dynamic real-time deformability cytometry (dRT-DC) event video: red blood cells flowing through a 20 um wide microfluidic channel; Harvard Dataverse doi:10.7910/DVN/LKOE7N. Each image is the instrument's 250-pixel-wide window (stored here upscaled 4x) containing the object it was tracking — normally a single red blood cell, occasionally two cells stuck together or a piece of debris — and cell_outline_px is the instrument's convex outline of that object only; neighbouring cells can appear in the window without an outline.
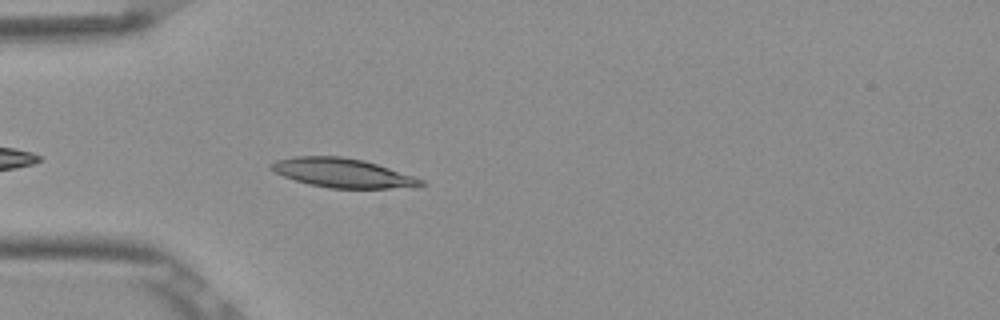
{"species": "Egyptian fruit bat (a non-hibernating species)", "species_latin": "Rousettus aegyptiacus", "temperature_condition": "room temperature", "stored_images_in_passage": 27, "camera_frame_rate_fps": 3000, "um_per_image_px": 0.085, "frame": {"image": 1, "passage_image": 4, "time_ms": 1.0, "image_size_px": [1000, 320], "cell_outline_px": [[428, 184], [416, 188], [328, 188], [308, 184], [284, 176], [268, 168], [268, 164], [276, 160], [296, 156], [340, 156], [364, 160], [424, 180]], "centroid_in_image_um": [29.14, 14.71], "position_along_channel_um": 55.9, "area_um2": 25.49}}
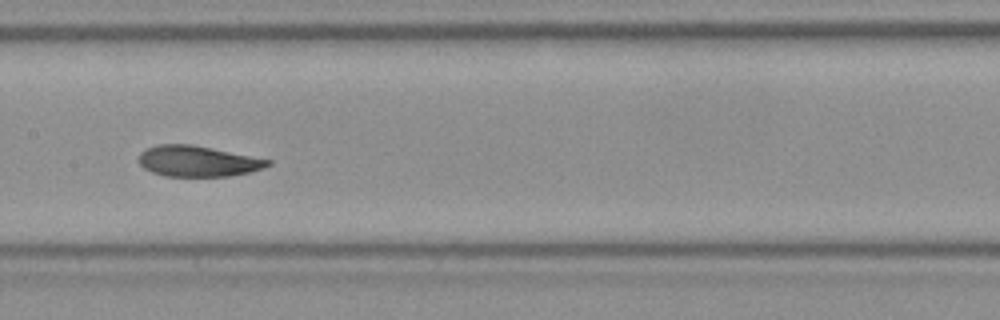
{"frame": {"image": 2, "passage_image": 15, "time_ms": 4.667, "image_size_px": [1000, 320], "cell_outline_px": [[272, 164], [264, 168], [248, 172], [228, 176], [164, 176], [152, 172], [144, 168], [140, 164], [140, 152], [144, 148], [156, 144], [192, 144], [272, 160]], "centroid_in_image_um": [16.8, 13.69], "position_along_channel_um": 190.6, "area_um2": 23.18}}
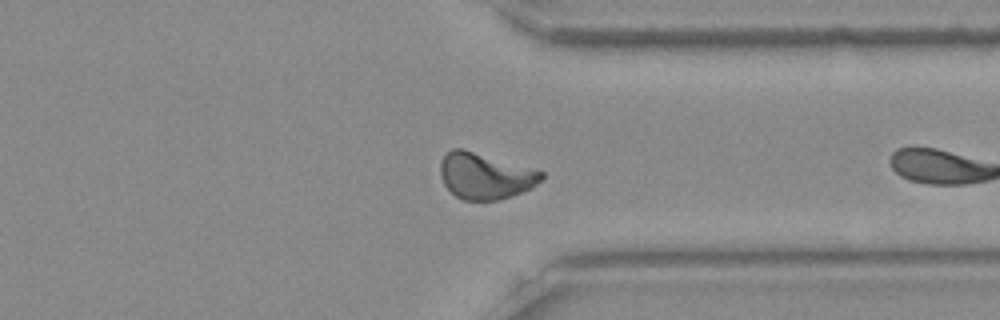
{"frame": {"image": 3, "passage_image": 26, "time_ms": 8.333, "image_size_px": [1000, 320], "cell_outline_px": [[544, 176], [532, 188], [512, 196], [496, 200], [464, 200], [456, 196], [444, 184], [440, 176], [440, 160], [452, 148], [464, 148], [544, 172]], "centroid_in_image_um": [41.21, 14.95], "position_along_channel_um": 370.2, "area_um2": 27.11}}